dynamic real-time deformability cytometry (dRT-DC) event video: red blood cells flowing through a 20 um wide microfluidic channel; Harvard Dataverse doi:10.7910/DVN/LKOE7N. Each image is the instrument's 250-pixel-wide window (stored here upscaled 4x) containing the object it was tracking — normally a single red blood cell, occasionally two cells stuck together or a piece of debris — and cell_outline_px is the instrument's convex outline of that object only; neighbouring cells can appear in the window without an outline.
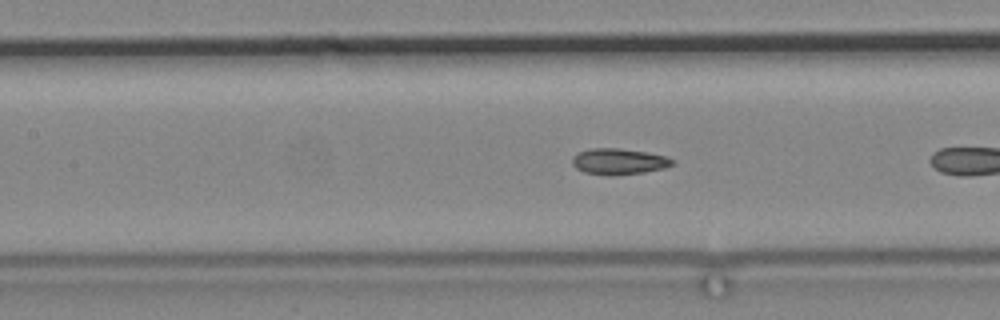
{"species": "common noctule bat (a hibernating species)", "species_latin": "Nyctalus noctula", "temperature_condition": "cold", "stored_images_in_passage": 9, "camera_frame_rate_fps": 3000, "um_per_image_px": 0.085, "animal": {"sex": "male", "body_mass_g": 19.2, "forearm_length_mm": 51.8}, "frame": {"image": 1, "passage_image": 8, "time_ms": 2.333, "image_size_px": [1000, 320], "cell_outline_px": [[676, 164], [664, 168], [644, 172], [612, 176], [608, 176], [584, 172], [576, 168], [572, 164], [572, 156], [576, 152], [592, 148], [620, 148], [644, 152], [664, 156], [676, 160]], "centroid_in_image_um": [52.58, 13.73], "position_along_channel_um": 154.8, "area_um2": 15.37}}